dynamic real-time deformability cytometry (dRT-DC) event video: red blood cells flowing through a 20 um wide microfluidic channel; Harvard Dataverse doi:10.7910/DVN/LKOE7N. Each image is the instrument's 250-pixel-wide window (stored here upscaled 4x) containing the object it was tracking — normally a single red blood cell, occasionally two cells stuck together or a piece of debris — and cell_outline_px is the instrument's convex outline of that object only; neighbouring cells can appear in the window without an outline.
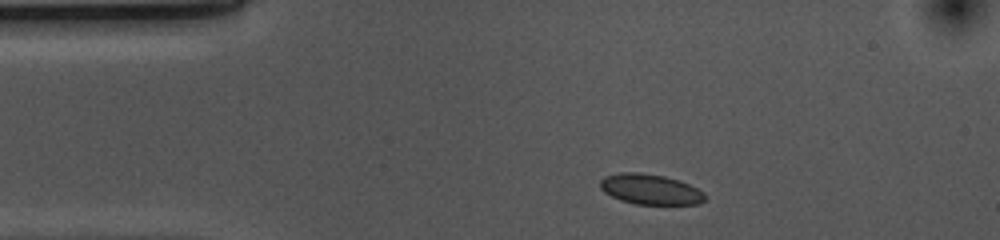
{"species": "common noctule bat (a hibernating species)", "species_latin": "Nyctalus noctula", "temperature_condition": "cold", "stored_images_in_passage": 35, "camera_frame_rate_fps": 3000, "um_per_image_px": 0.085, "animal": {"sex": "female", "body_mass_g": 10.0, "forearm_length_mm": 53.1}, "frame": {"image": 1, "passage_image": 1, "time_ms": 0.0, "image_size_px": [1000, 240], "cell_outline_px": [[708, 196], [700, 204], [636, 204], [620, 200], [604, 192], [600, 188], [600, 180], [604, 176], [620, 172], [640, 172], [664, 176], [680, 180], [704, 192]], "centroid_in_image_um": [55.28, 16.08], "position_along_channel_um": 29.7, "area_um2": 18.67}}
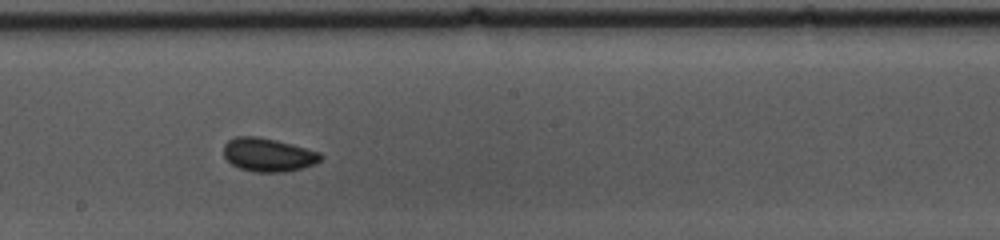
{"frame": {"image": 2, "passage_image": 20, "time_ms": 6.333, "image_size_px": [1000, 240], "cell_outline_px": [[324, 156], [316, 164], [304, 168], [284, 172], [256, 172], [240, 168], [232, 164], [224, 156], [224, 144], [228, 140], [236, 136], [256, 136], [276, 140], [292, 144], [320, 152]], "centroid_in_image_um": [22.82, 13.16], "position_along_channel_um": 225.4, "area_um2": 19.02}}
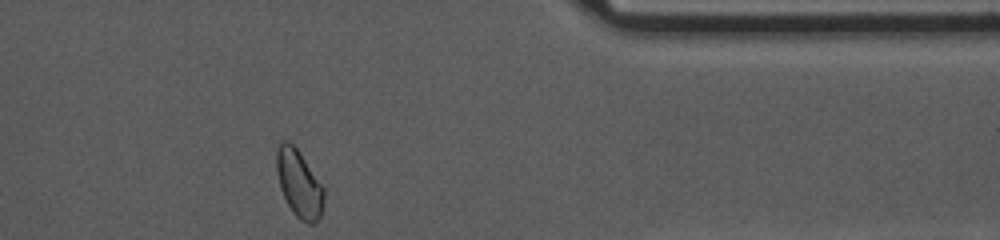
{"frame": {"image": 3, "passage_image": 35, "time_ms": 11.333, "image_size_px": [1000, 240], "cell_outline_px": [[324, 204], [320, 216], [316, 224], [308, 224], [300, 220], [296, 216], [288, 204], [280, 188], [276, 172], [276, 152], [280, 140], [288, 140], [300, 152], [324, 188]], "centroid_in_image_um": [25.42, 15.6], "position_along_channel_um": 386.0, "area_um2": 18.73}, "authors_computed_cell_mechanics": {"area_um2": 18.2648, "velocity_mm_per_s": 3.6737, "shape_relaxation_time_tau1_ms": 3.6691, "shape_relaxation_time_tau2_ms": 2.2226, "deformation_change_tau1": 0.0753, "deformation_change_tau2": 0.0425}}